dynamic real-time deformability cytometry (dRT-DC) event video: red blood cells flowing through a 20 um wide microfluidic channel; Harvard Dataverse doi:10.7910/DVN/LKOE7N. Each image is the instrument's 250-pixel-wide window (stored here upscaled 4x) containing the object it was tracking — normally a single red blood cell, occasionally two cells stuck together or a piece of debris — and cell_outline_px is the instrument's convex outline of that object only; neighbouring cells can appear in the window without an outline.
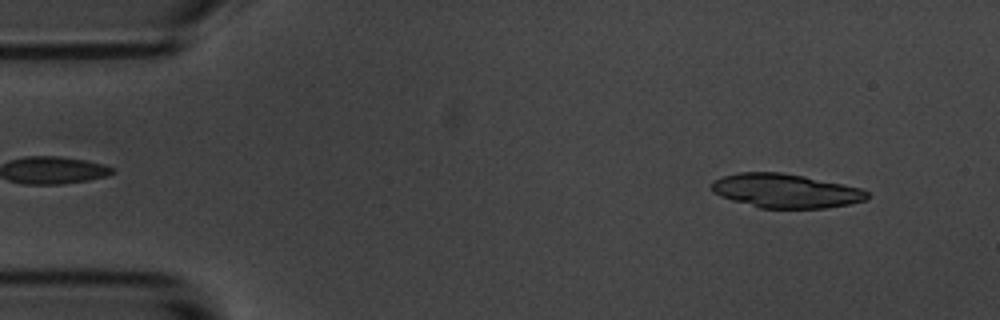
{"species": "common noctule bat (a hibernating species)", "species_latin": "Nyctalus noctula", "temperature_condition": "room temperature", "stored_images_in_passage": 4, "camera_frame_rate_fps": 3000, "um_per_image_px": 0.085, "animal": {"sex": "male", "body_mass_g": 20.1, "forearm_length_mm": 53.5}, "frame": {"image": 1, "passage_image": 1, "time_ms": 0.0, "image_size_px": [1000, 320], "cell_outline_px": [[868, 196], [864, 200], [848, 204], [824, 208], [760, 208], [732, 200], [720, 196], [712, 192], [708, 188], [708, 184], [712, 180], [736, 172], [784, 172], [844, 184], [860, 188], [868, 192]], "centroid_in_image_um": [66.69, 16.21], "position_along_channel_um": 18.3, "area_um2": 31.04}}